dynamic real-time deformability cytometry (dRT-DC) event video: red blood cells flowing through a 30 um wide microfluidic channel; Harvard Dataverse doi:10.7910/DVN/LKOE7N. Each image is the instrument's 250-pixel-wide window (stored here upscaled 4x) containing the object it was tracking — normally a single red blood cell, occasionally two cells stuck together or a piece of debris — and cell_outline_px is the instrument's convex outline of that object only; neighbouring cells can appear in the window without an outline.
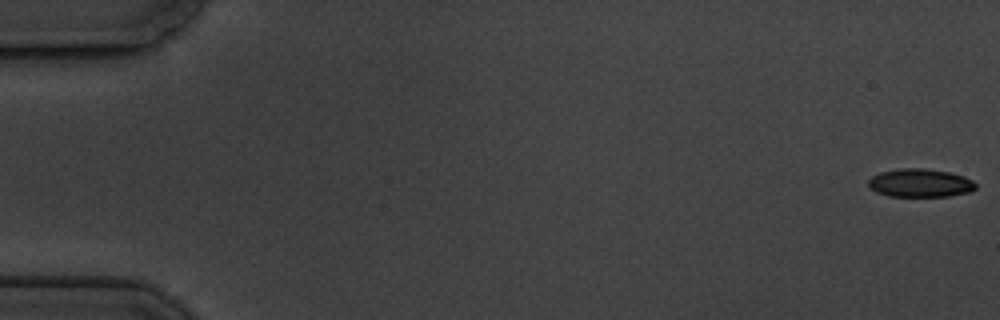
{"species": "common noctule bat (a hibernating species)", "species_latin": "Nyctalus noctula", "temperature_condition": "cold", "stored_images_in_passage": 5, "camera_frame_rate_fps": 3000, "um_per_image_px": 0.085, "animal": {"sex": "male", "body_mass_g": 19.5, "forearm_length_mm": 54.6}, "frame": {"image": 1, "passage_image": 1, "time_ms": 0.0, "image_size_px": [1000, 320], "cell_outline_px": [[976, 188], [972, 192], [948, 196], [888, 196], [876, 192], [868, 188], [868, 180], [872, 176], [880, 172], [900, 168], [924, 168], [948, 172], [964, 176], [972, 180], [976, 184]], "centroid_in_image_um": [78.2, 15.55], "position_along_channel_um": 6.8, "area_um2": 17.86}}